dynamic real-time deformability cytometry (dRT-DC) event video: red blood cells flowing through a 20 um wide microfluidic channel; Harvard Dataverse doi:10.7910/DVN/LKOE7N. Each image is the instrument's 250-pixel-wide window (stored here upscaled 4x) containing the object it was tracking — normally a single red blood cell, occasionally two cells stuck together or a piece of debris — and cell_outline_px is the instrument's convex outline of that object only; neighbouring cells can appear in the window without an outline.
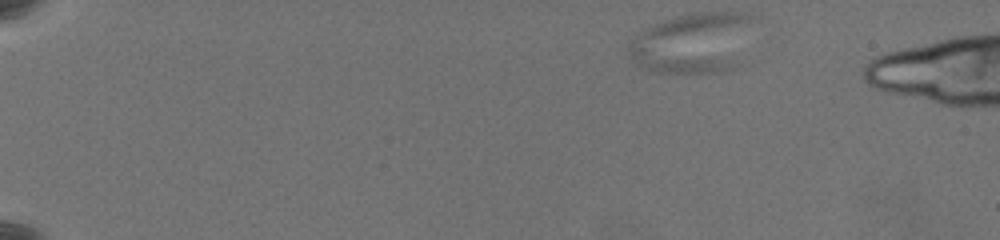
{"species": "common noctule bat (a hibernating species)", "species_latin": "Nyctalus noctula", "temperature_condition": "warm", "stored_images_in_passage": 9, "camera_frame_rate_fps": 3000, "um_per_image_px": 0.085, "animal": {"sex": "female", "body_mass_g": 19.5, "forearm_length_mm": 54.1}, "frame": {"image": 1, "passage_image": 1, "time_ms": 0.0, "image_size_px": [1000, 240], "cell_outline_px": [[752, 16], [732, 68], [712, 72], [660, 72], [644, 68], [628, 56], [628, 44], [632, 40], [648, 28], [664, 20], [692, 12], [744, 12]], "centroid_in_image_um": [58.77, 3.62], "position_along_channel_um": 26.2, "area_um2": 42.02}}